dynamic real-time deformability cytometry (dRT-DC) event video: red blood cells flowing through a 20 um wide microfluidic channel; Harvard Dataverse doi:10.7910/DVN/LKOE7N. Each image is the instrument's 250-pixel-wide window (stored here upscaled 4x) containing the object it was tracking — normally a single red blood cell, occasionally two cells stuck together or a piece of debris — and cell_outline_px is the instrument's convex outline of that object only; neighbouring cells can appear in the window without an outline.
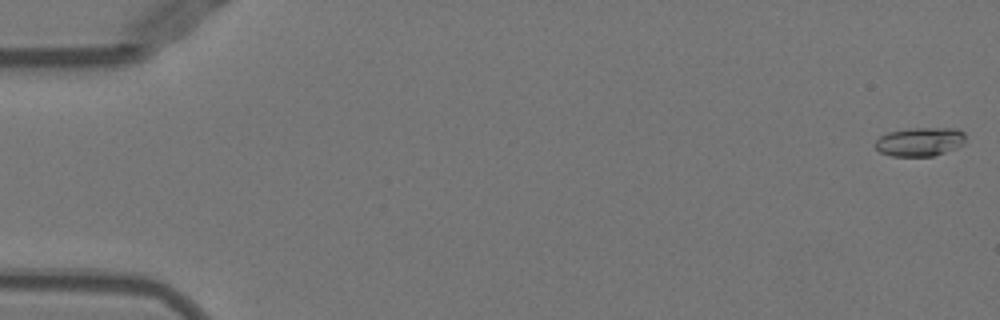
{"species": "Egyptian fruit bat (a non-hibernating species)", "species_latin": "Rousettus aegyptiacus", "temperature_condition": "warm", "stored_images_in_passage": 6, "camera_frame_rate_fps": 3000, "um_per_image_px": 0.085, "animal": {"sex": "female"}, "frame": {"image": 1, "passage_image": 1, "time_ms": 0.0, "image_size_px": [1000, 320], "cell_outline_px": [[964, 144], [956, 148], [932, 156], [892, 156], [880, 152], [876, 148], [876, 140], [880, 136], [888, 132], [912, 128], [956, 128], [964, 132]], "centroid_in_image_um": [78.2, 12.04], "position_along_channel_um": 6.8, "area_um2": 15.09}}